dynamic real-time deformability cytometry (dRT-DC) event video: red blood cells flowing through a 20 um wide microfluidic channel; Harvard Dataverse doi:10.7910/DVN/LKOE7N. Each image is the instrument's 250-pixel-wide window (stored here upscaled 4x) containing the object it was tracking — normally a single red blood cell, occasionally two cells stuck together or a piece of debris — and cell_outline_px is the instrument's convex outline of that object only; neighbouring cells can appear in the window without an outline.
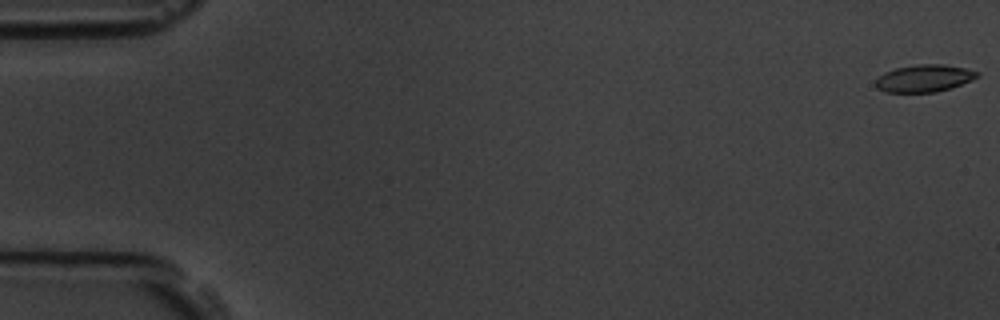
{"species": "common noctule bat (a hibernating species)", "species_latin": "Nyctalus noctula", "temperature_condition": "room temperature", "stored_images_in_passage": 5, "camera_frame_rate_fps": 3000, "um_per_image_px": 0.085, "animal": {"sex": "male", "body_mass_g": 19.5, "forearm_length_mm": 54.6}, "frame": {"image": 1, "passage_image": 1, "time_ms": 0.0, "image_size_px": [1000, 320], "cell_outline_px": [[980, 76], [972, 80], [952, 88], [936, 92], [884, 92], [876, 88], [876, 80], [884, 72], [896, 68], [916, 64], [944, 64], [964, 68], [980, 72]], "centroid_in_image_um": [78.58, 6.65], "position_along_channel_um": 6.4, "area_um2": 16.24}}
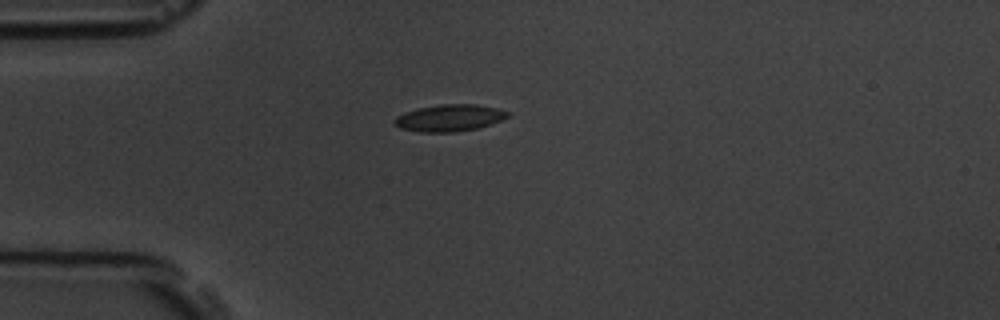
{"frame": {"image": 2, "passage_image": 5, "time_ms": 4.667, "image_size_px": [1000, 320], "cell_outline_px": [[508, 116], [500, 120], [476, 128], [456, 132], [420, 132], [400, 128], [392, 120], [396, 116], [404, 112], [420, 108], [440, 104], [476, 104], [496, 108], [508, 112]], "centroid_in_image_um": [38.15, 10.02], "position_along_channel_um": 46.8, "area_um2": 17.46}}